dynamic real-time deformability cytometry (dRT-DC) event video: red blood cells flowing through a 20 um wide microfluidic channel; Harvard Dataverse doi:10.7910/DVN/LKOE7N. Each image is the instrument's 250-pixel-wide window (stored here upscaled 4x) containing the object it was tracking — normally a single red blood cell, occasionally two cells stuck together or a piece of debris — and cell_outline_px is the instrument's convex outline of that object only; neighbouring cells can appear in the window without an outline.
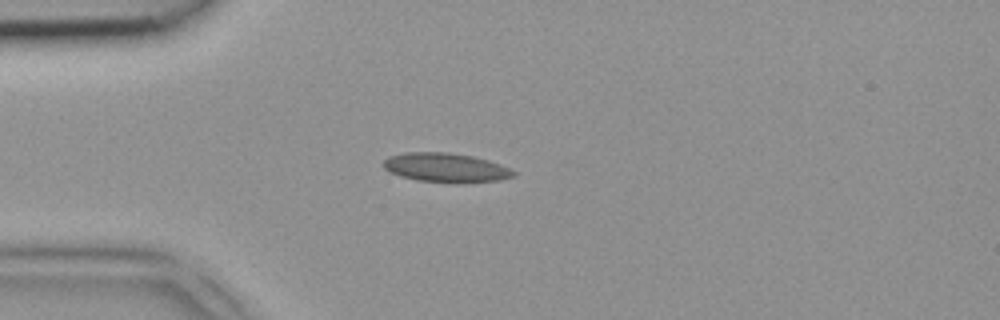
{"species": "common noctule bat (a hibernating species)", "species_latin": "Nyctalus noctula", "temperature_condition": "room temperature", "stored_images_in_passage": 2, "camera_frame_rate_fps": 3000, "um_per_image_px": 0.085, "animal": {"sex": "female", "body_mass_g": 18.4}, "frame": {"image": 1, "passage_image": 2, "time_ms": 0.333, "image_size_px": [1000, 320], "cell_outline_px": [[516, 176], [500, 180], [416, 180], [400, 176], [388, 172], [384, 168], [384, 160], [388, 156], [404, 152], [448, 152], [472, 156], [488, 160], [500, 164], [516, 172]], "centroid_in_image_um": [37.83, 14.19], "position_along_channel_um": 47.2, "area_um2": 21.27}}